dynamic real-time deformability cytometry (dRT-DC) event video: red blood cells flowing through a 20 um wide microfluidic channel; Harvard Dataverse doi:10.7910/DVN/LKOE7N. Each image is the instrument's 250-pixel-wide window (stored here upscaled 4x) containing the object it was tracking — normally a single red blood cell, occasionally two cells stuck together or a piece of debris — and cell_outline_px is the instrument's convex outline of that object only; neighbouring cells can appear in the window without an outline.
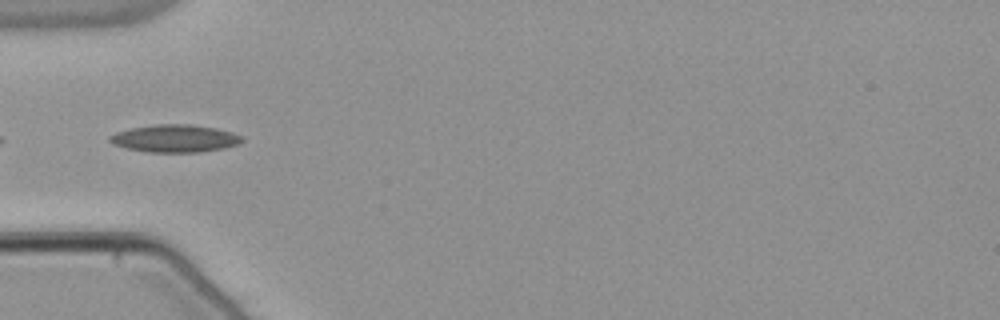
{"species": "common noctule bat (a hibernating species)", "species_latin": "Nyctalus noctula", "temperature_condition": "warm", "stored_images_in_passage": 34, "camera_frame_rate_fps": 3000, "um_per_image_px": 0.085, "animal": {"sex": "male", "body_mass_g": 21.5, "forearm_length_mm": 52.0}, "frame": {"image": 1, "passage_image": 1, "time_ms": 0.0, "image_size_px": [1000, 320], "cell_outline_px": [[244, 140], [236, 144], [224, 148], [200, 152], [148, 152], [124, 148], [112, 144], [108, 140], [108, 136], [116, 132], [132, 128], [152, 124], [192, 124], [216, 128], [232, 132], [240, 136]], "centroid_in_image_um": [14.81, 11.76], "position_along_channel_um": 70.2, "area_um2": 21.33}}
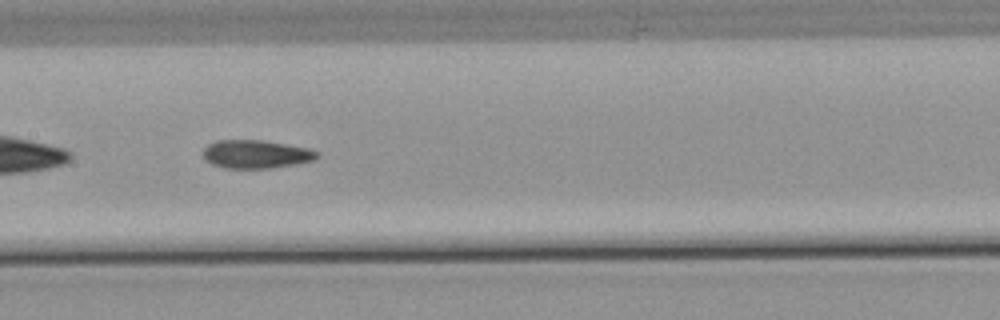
{"frame": {"image": 2, "passage_image": 10, "time_ms": 3.0, "image_size_px": [1000, 320], "cell_outline_px": [[320, 156], [312, 160], [296, 164], [272, 168], [224, 168], [212, 164], [204, 156], [204, 148], [208, 144], [216, 140], [264, 140], [308, 148], [320, 152]], "centroid_in_image_um": [21.79, 13.1], "position_along_channel_um": 185.6, "area_um2": 18.79}}
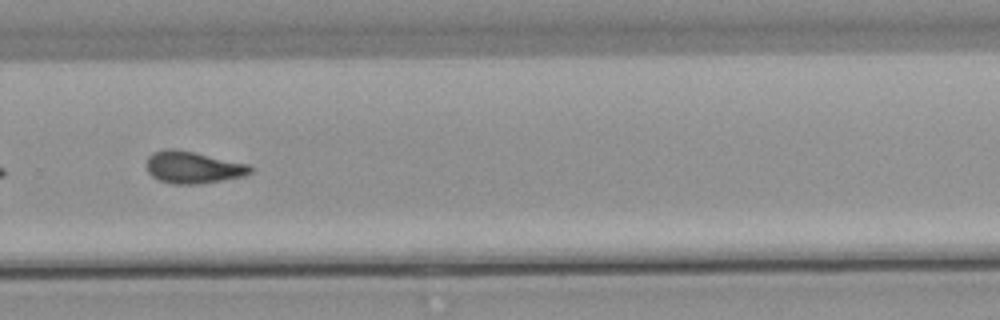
{"frame": {"image": 3, "passage_image": 20, "time_ms": 6.333, "image_size_px": [1000, 320], "cell_outline_px": [[252, 172], [244, 176], [200, 184], [172, 184], [160, 180], [152, 176], [148, 172], [144, 164], [148, 156], [152, 152], [164, 148], [176, 148], [248, 164], [252, 168]], "centroid_in_image_um": [16.35, 14.21], "position_along_channel_um": 313.5, "area_um2": 19.59}, "authors_computed_cell_mechanics": {"area_um2": 18.6116, "velocity_mm_per_s": 3.8456, "shape_relaxation_time_tau1_ms": 8.5594, "shape_relaxation_time_tau2_ms": 2.825, "deformation_change_tau1": 0.2142, "deformation_change_tau2": 0.1062}}